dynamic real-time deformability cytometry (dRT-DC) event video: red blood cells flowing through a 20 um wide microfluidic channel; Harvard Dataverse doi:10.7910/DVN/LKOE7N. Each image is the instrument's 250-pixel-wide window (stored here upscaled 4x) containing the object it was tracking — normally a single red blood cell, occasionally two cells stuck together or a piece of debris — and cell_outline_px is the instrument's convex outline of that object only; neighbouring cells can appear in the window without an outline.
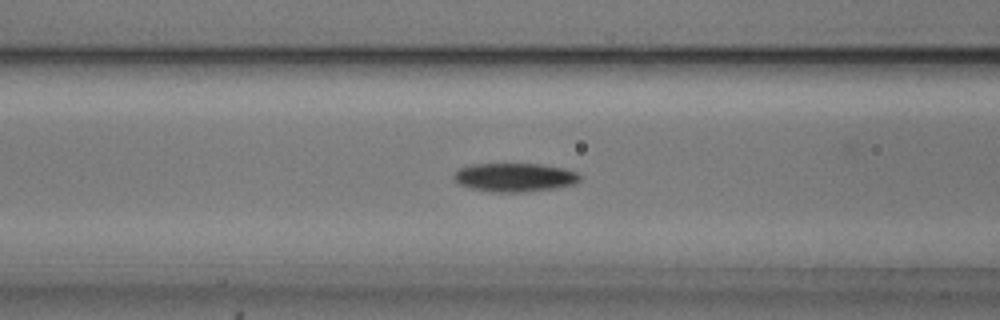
{"species": "common noctule bat (a hibernating species)", "species_latin": "Nyctalus noctula", "temperature_condition": "cold", "stored_images_in_passage": 55, "camera_frame_rate_fps": 3000, "um_per_image_px": 0.085, "animal": {"sex": "male", "body_mass_g": 20.5, "forearm_length_mm": 52.5}, "frame": {"image": 1, "passage_image": 21, "time_ms": 6.667, "image_size_px": [1000, 320], "cell_outline_px": [[580, 180], [576, 184], [552, 188], [524, 192], [492, 192], [468, 188], [460, 184], [452, 176], [460, 168], [472, 164], [540, 164], [564, 168], [576, 172], [580, 176]], "centroid_in_image_um": [43.74, 15.08], "position_along_channel_um": 122.9, "area_um2": 20.98}}
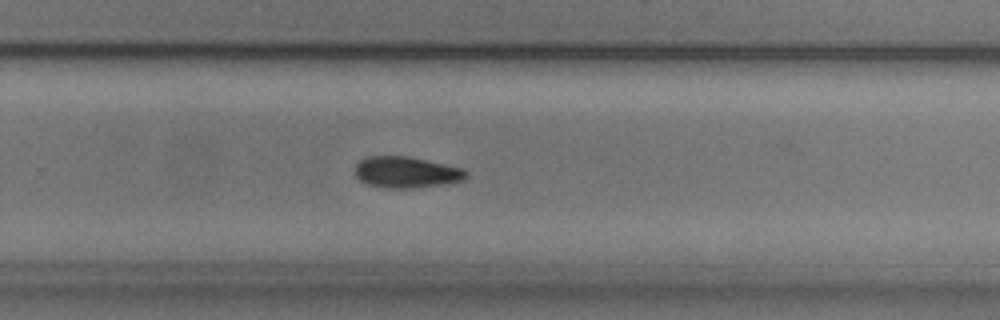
{"frame": {"image": 2, "passage_image": 35, "time_ms": 11.333, "image_size_px": [1000, 320], "cell_outline_px": [[468, 172], [464, 180], [440, 184], [408, 188], [384, 188], [368, 184], [360, 180], [356, 176], [356, 164], [360, 160], [368, 156], [408, 156], [464, 168]], "centroid_in_image_um": [34.53, 14.63], "position_along_channel_um": 295.3, "area_um2": 20.06}}
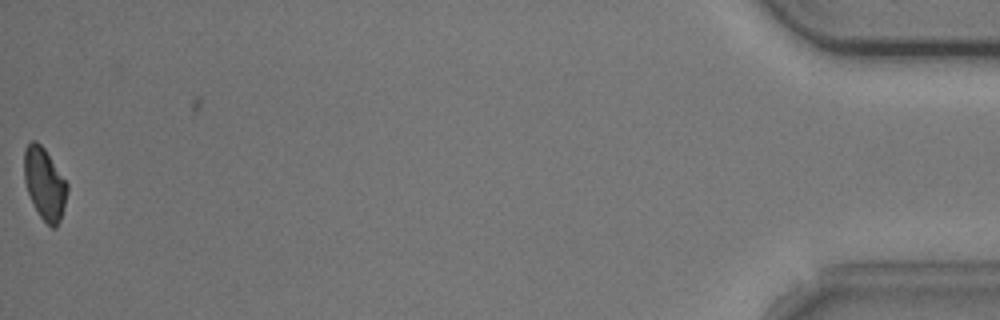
{"frame": {"image": 3, "passage_image": 54, "time_ms": 17.667, "image_size_px": [1000, 320], "cell_outline_px": [[68, 192], [60, 220], [56, 228], [52, 228], [40, 216], [28, 192], [24, 180], [24, 148], [32, 140], [36, 140], [44, 148], [68, 184]], "centroid_in_image_um": [3.79, 15.6], "position_along_channel_um": 431.4, "area_um2": 17.8}, "authors_computed_cell_mechanics": {"area_um2": 19.8832, "velocity_mm_per_s": 3.6969, "shape_relaxation_time_tau1_ms": 2.6828, "shape_relaxation_time_tau2_ms": null, "deformation_change_tau1": 0.0948, "deformation_change_tau2": null}}